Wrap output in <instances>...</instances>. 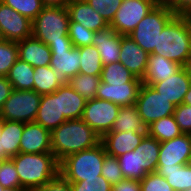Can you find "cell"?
I'll list each match as a JSON object with an SVG mask.
<instances>
[{"label": "cell", "instance_id": "b9f144b4", "mask_svg": "<svg viewBox=\"0 0 191 191\" xmlns=\"http://www.w3.org/2000/svg\"><path fill=\"white\" fill-rule=\"evenodd\" d=\"M72 191H111L112 185L102 176L81 182H70Z\"/></svg>", "mask_w": 191, "mask_h": 191}, {"label": "cell", "instance_id": "4fadbf2b", "mask_svg": "<svg viewBox=\"0 0 191 191\" xmlns=\"http://www.w3.org/2000/svg\"><path fill=\"white\" fill-rule=\"evenodd\" d=\"M191 154V135L180 136L160 143L157 167L171 168L176 164L186 165Z\"/></svg>", "mask_w": 191, "mask_h": 191}, {"label": "cell", "instance_id": "52a82bcc", "mask_svg": "<svg viewBox=\"0 0 191 191\" xmlns=\"http://www.w3.org/2000/svg\"><path fill=\"white\" fill-rule=\"evenodd\" d=\"M34 90L13 89L9 98L3 104L0 115L4 120L22 123L34 122L41 99Z\"/></svg>", "mask_w": 191, "mask_h": 191}, {"label": "cell", "instance_id": "d590c367", "mask_svg": "<svg viewBox=\"0 0 191 191\" xmlns=\"http://www.w3.org/2000/svg\"><path fill=\"white\" fill-rule=\"evenodd\" d=\"M19 58L17 42L0 41V76H7L9 70Z\"/></svg>", "mask_w": 191, "mask_h": 191}, {"label": "cell", "instance_id": "e575fe53", "mask_svg": "<svg viewBox=\"0 0 191 191\" xmlns=\"http://www.w3.org/2000/svg\"><path fill=\"white\" fill-rule=\"evenodd\" d=\"M122 174L126 179L141 181L147 174L144 169H139L138 151L133 150L117 157Z\"/></svg>", "mask_w": 191, "mask_h": 191}, {"label": "cell", "instance_id": "d6986e66", "mask_svg": "<svg viewBox=\"0 0 191 191\" xmlns=\"http://www.w3.org/2000/svg\"><path fill=\"white\" fill-rule=\"evenodd\" d=\"M92 45L96 46L103 66L119 62L121 34L116 33L110 26L95 33Z\"/></svg>", "mask_w": 191, "mask_h": 191}, {"label": "cell", "instance_id": "11a10c76", "mask_svg": "<svg viewBox=\"0 0 191 191\" xmlns=\"http://www.w3.org/2000/svg\"><path fill=\"white\" fill-rule=\"evenodd\" d=\"M187 165L191 168V154H190V156H189Z\"/></svg>", "mask_w": 191, "mask_h": 191}, {"label": "cell", "instance_id": "f35d334b", "mask_svg": "<svg viewBox=\"0 0 191 191\" xmlns=\"http://www.w3.org/2000/svg\"><path fill=\"white\" fill-rule=\"evenodd\" d=\"M108 24L118 11L122 0H85Z\"/></svg>", "mask_w": 191, "mask_h": 191}, {"label": "cell", "instance_id": "d6a6232c", "mask_svg": "<svg viewBox=\"0 0 191 191\" xmlns=\"http://www.w3.org/2000/svg\"><path fill=\"white\" fill-rule=\"evenodd\" d=\"M100 76L78 73L67 83L78 92L86 101L96 98Z\"/></svg>", "mask_w": 191, "mask_h": 191}, {"label": "cell", "instance_id": "9f6ffc18", "mask_svg": "<svg viewBox=\"0 0 191 191\" xmlns=\"http://www.w3.org/2000/svg\"><path fill=\"white\" fill-rule=\"evenodd\" d=\"M4 159H5L4 157L0 156V165L4 161Z\"/></svg>", "mask_w": 191, "mask_h": 191}, {"label": "cell", "instance_id": "2e32d148", "mask_svg": "<svg viewBox=\"0 0 191 191\" xmlns=\"http://www.w3.org/2000/svg\"><path fill=\"white\" fill-rule=\"evenodd\" d=\"M119 62L135 77L142 79L146 72L148 53L128 35H121Z\"/></svg>", "mask_w": 191, "mask_h": 191}, {"label": "cell", "instance_id": "44dd1931", "mask_svg": "<svg viewBox=\"0 0 191 191\" xmlns=\"http://www.w3.org/2000/svg\"><path fill=\"white\" fill-rule=\"evenodd\" d=\"M67 10L70 21L79 23L88 30L97 32L109 27V24L85 0H71Z\"/></svg>", "mask_w": 191, "mask_h": 191}, {"label": "cell", "instance_id": "db71d44e", "mask_svg": "<svg viewBox=\"0 0 191 191\" xmlns=\"http://www.w3.org/2000/svg\"><path fill=\"white\" fill-rule=\"evenodd\" d=\"M186 67L191 71V54H190V58H189V61L186 65Z\"/></svg>", "mask_w": 191, "mask_h": 191}, {"label": "cell", "instance_id": "6da1fadb", "mask_svg": "<svg viewBox=\"0 0 191 191\" xmlns=\"http://www.w3.org/2000/svg\"><path fill=\"white\" fill-rule=\"evenodd\" d=\"M100 143L101 137L81 118L66 120L51 131V152L59 163L71 154Z\"/></svg>", "mask_w": 191, "mask_h": 191}, {"label": "cell", "instance_id": "5bb4252c", "mask_svg": "<svg viewBox=\"0 0 191 191\" xmlns=\"http://www.w3.org/2000/svg\"><path fill=\"white\" fill-rule=\"evenodd\" d=\"M190 83L191 71L183 66L176 74L170 78L167 77L165 81L145 84L150 85L156 92L177 106L183 103Z\"/></svg>", "mask_w": 191, "mask_h": 191}, {"label": "cell", "instance_id": "277c9868", "mask_svg": "<svg viewBox=\"0 0 191 191\" xmlns=\"http://www.w3.org/2000/svg\"><path fill=\"white\" fill-rule=\"evenodd\" d=\"M107 155L104 145L71 154L59 163V173L69 182H81L101 175L104 158Z\"/></svg>", "mask_w": 191, "mask_h": 191}, {"label": "cell", "instance_id": "ac0fdd59", "mask_svg": "<svg viewBox=\"0 0 191 191\" xmlns=\"http://www.w3.org/2000/svg\"><path fill=\"white\" fill-rule=\"evenodd\" d=\"M146 134L147 132L132 130L127 132L109 131L101 137V143L108 155L118 157L135 150Z\"/></svg>", "mask_w": 191, "mask_h": 191}, {"label": "cell", "instance_id": "836d02e7", "mask_svg": "<svg viewBox=\"0 0 191 191\" xmlns=\"http://www.w3.org/2000/svg\"><path fill=\"white\" fill-rule=\"evenodd\" d=\"M78 48L81 56L80 73L101 76L103 65L96 46L89 45Z\"/></svg>", "mask_w": 191, "mask_h": 191}, {"label": "cell", "instance_id": "d4e9b609", "mask_svg": "<svg viewBox=\"0 0 191 191\" xmlns=\"http://www.w3.org/2000/svg\"><path fill=\"white\" fill-rule=\"evenodd\" d=\"M23 129L24 123L22 122L3 121V128L0 134L2 157L5 159L12 158L19 153Z\"/></svg>", "mask_w": 191, "mask_h": 191}, {"label": "cell", "instance_id": "e0dca14e", "mask_svg": "<svg viewBox=\"0 0 191 191\" xmlns=\"http://www.w3.org/2000/svg\"><path fill=\"white\" fill-rule=\"evenodd\" d=\"M141 85L142 82L110 85L100 81L96 98L111 101L120 106L135 105Z\"/></svg>", "mask_w": 191, "mask_h": 191}, {"label": "cell", "instance_id": "74e56055", "mask_svg": "<svg viewBox=\"0 0 191 191\" xmlns=\"http://www.w3.org/2000/svg\"><path fill=\"white\" fill-rule=\"evenodd\" d=\"M95 31L84 28L81 24L70 21L68 36L74 47H84L92 45Z\"/></svg>", "mask_w": 191, "mask_h": 191}, {"label": "cell", "instance_id": "7c38bea8", "mask_svg": "<svg viewBox=\"0 0 191 191\" xmlns=\"http://www.w3.org/2000/svg\"><path fill=\"white\" fill-rule=\"evenodd\" d=\"M0 33L3 39L18 43L32 36V21L0 1Z\"/></svg>", "mask_w": 191, "mask_h": 191}, {"label": "cell", "instance_id": "f546056e", "mask_svg": "<svg viewBox=\"0 0 191 191\" xmlns=\"http://www.w3.org/2000/svg\"><path fill=\"white\" fill-rule=\"evenodd\" d=\"M65 81L49 66L37 67L34 73V91L40 95L50 94L60 88Z\"/></svg>", "mask_w": 191, "mask_h": 191}, {"label": "cell", "instance_id": "9a60e30c", "mask_svg": "<svg viewBox=\"0 0 191 191\" xmlns=\"http://www.w3.org/2000/svg\"><path fill=\"white\" fill-rule=\"evenodd\" d=\"M19 153H52L51 131L35 122L24 123Z\"/></svg>", "mask_w": 191, "mask_h": 191}, {"label": "cell", "instance_id": "7402d4cb", "mask_svg": "<svg viewBox=\"0 0 191 191\" xmlns=\"http://www.w3.org/2000/svg\"><path fill=\"white\" fill-rule=\"evenodd\" d=\"M19 59L27 62L34 68L49 66L51 50L48 45L31 36L17 43Z\"/></svg>", "mask_w": 191, "mask_h": 191}, {"label": "cell", "instance_id": "c3c4849f", "mask_svg": "<svg viewBox=\"0 0 191 191\" xmlns=\"http://www.w3.org/2000/svg\"><path fill=\"white\" fill-rule=\"evenodd\" d=\"M12 90V85L8 81L7 77L0 76V111L5 101L9 98Z\"/></svg>", "mask_w": 191, "mask_h": 191}, {"label": "cell", "instance_id": "f907efd6", "mask_svg": "<svg viewBox=\"0 0 191 191\" xmlns=\"http://www.w3.org/2000/svg\"><path fill=\"white\" fill-rule=\"evenodd\" d=\"M183 103L186 104V105L191 106V83H190L188 92L184 97Z\"/></svg>", "mask_w": 191, "mask_h": 191}, {"label": "cell", "instance_id": "8fae6325", "mask_svg": "<svg viewBox=\"0 0 191 191\" xmlns=\"http://www.w3.org/2000/svg\"><path fill=\"white\" fill-rule=\"evenodd\" d=\"M120 107L111 101L94 98L86 102L81 119L102 137L111 131Z\"/></svg>", "mask_w": 191, "mask_h": 191}, {"label": "cell", "instance_id": "3957f363", "mask_svg": "<svg viewBox=\"0 0 191 191\" xmlns=\"http://www.w3.org/2000/svg\"><path fill=\"white\" fill-rule=\"evenodd\" d=\"M10 159L25 191L36 190L59 174V162L53 153H18Z\"/></svg>", "mask_w": 191, "mask_h": 191}, {"label": "cell", "instance_id": "5b68a950", "mask_svg": "<svg viewBox=\"0 0 191 191\" xmlns=\"http://www.w3.org/2000/svg\"><path fill=\"white\" fill-rule=\"evenodd\" d=\"M69 22L67 7L45 6L32 21V36L46 45L58 41H71L68 36Z\"/></svg>", "mask_w": 191, "mask_h": 191}, {"label": "cell", "instance_id": "4316f807", "mask_svg": "<svg viewBox=\"0 0 191 191\" xmlns=\"http://www.w3.org/2000/svg\"><path fill=\"white\" fill-rule=\"evenodd\" d=\"M35 68L21 59H17L6 76L12 88L16 90H34Z\"/></svg>", "mask_w": 191, "mask_h": 191}, {"label": "cell", "instance_id": "7dc6e473", "mask_svg": "<svg viewBox=\"0 0 191 191\" xmlns=\"http://www.w3.org/2000/svg\"><path fill=\"white\" fill-rule=\"evenodd\" d=\"M111 191H141V184L139 180L124 178L112 185Z\"/></svg>", "mask_w": 191, "mask_h": 191}, {"label": "cell", "instance_id": "8d00e7d4", "mask_svg": "<svg viewBox=\"0 0 191 191\" xmlns=\"http://www.w3.org/2000/svg\"><path fill=\"white\" fill-rule=\"evenodd\" d=\"M30 21H33L45 7L42 0H0Z\"/></svg>", "mask_w": 191, "mask_h": 191}, {"label": "cell", "instance_id": "ffe728a7", "mask_svg": "<svg viewBox=\"0 0 191 191\" xmlns=\"http://www.w3.org/2000/svg\"><path fill=\"white\" fill-rule=\"evenodd\" d=\"M66 120L64 115H60L59 88L53 93L42 95L34 122L52 131Z\"/></svg>", "mask_w": 191, "mask_h": 191}, {"label": "cell", "instance_id": "cb8c5ba5", "mask_svg": "<svg viewBox=\"0 0 191 191\" xmlns=\"http://www.w3.org/2000/svg\"><path fill=\"white\" fill-rule=\"evenodd\" d=\"M86 102L67 82L59 88L60 115L67 120L82 118Z\"/></svg>", "mask_w": 191, "mask_h": 191}, {"label": "cell", "instance_id": "9c48e42d", "mask_svg": "<svg viewBox=\"0 0 191 191\" xmlns=\"http://www.w3.org/2000/svg\"><path fill=\"white\" fill-rule=\"evenodd\" d=\"M159 0H122L109 26L118 34L130 35L137 24L159 3Z\"/></svg>", "mask_w": 191, "mask_h": 191}, {"label": "cell", "instance_id": "816d5d0a", "mask_svg": "<svg viewBox=\"0 0 191 191\" xmlns=\"http://www.w3.org/2000/svg\"><path fill=\"white\" fill-rule=\"evenodd\" d=\"M0 191H25V190L22 188H3Z\"/></svg>", "mask_w": 191, "mask_h": 191}, {"label": "cell", "instance_id": "603a6c76", "mask_svg": "<svg viewBox=\"0 0 191 191\" xmlns=\"http://www.w3.org/2000/svg\"><path fill=\"white\" fill-rule=\"evenodd\" d=\"M183 66L157 54L148 55V63L142 83H158L176 74Z\"/></svg>", "mask_w": 191, "mask_h": 191}, {"label": "cell", "instance_id": "484cf974", "mask_svg": "<svg viewBox=\"0 0 191 191\" xmlns=\"http://www.w3.org/2000/svg\"><path fill=\"white\" fill-rule=\"evenodd\" d=\"M135 150L138 151L139 169L147 173L156 172L160 142L147 133Z\"/></svg>", "mask_w": 191, "mask_h": 191}, {"label": "cell", "instance_id": "f6af8a7d", "mask_svg": "<svg viewBox=\"0 0 191 191\" xmlns=\"http://www.w3.org/2000/svg\"><path fill=\"white\" fill-rule=\"evenodd\" d=\"M33 191H72L71 184L60 173L45 185Z\"/></svg>", "mask_w": 191, "mask_h": 191}, {"label": "cell", "instance_id": "83f0119b", "mask_svg": "<svg viewBox=\"0 0 191 191\" xmlns=\"http://www.w3.org/2000/svg\"><path fill=\"white\" fill-rule=\"evenodd\" d=\"M129 130L147 132V126L144 124L135 105L121 106L111 129V131L119 132H127Z\"/></svg>", "mask_w": 191, "mask_h": 191}, {"label": "cell", "instance_id": "f1b7e54d", "mask_svg": "<svg viewBox=\"0 0 191 191\" xmlns=\"http://www.w3.org/2000/svg\"><path fill=\"white\" fill-rule=\"evenodd\" d=\"M156 172L164 177L175 191L191 188V168L186 164H176V167H157Z\"/></svg>", "mask_w": 191, "mask_h": 191}, {"label": "cell", "instance_id": "ba28073f", "mask_svg": "<svg viewBox=\"0 0 191 191\" xmlns=\"http://www.w3.org/2000/svg\"><path fill=\"white\" fill-rule=\"evenodd\" d=\"M135 107L148 127L163 117L173 115L176 105L156 92L150 85L142 83Z\"/></svg>", "mask_w": 191, "mask_h": 191}, {"label": "cell", "instance_id": "681fc988", "mask_svg": "<svg viewBox=\"0 0 191 191\" xmlns=\"http://www.w3.org/2000/svg\"><path fill=\"white\" fill-rule=\"evenodd\" d=\"M44 6L67 7L71 0H42Z\"/></svg>", "mask_w": 191, "mask_h": 191}, {"label": "cell", "instance_id": "f5cc1de1", "mask_svg": "<svg viewBox=\"0 0 191 191\" xmlns=\"http://www.w3.org/2000/svg\"><path fill=\"white\" fill-rule=\"evenodd\" d=\"M3 121H4V119L0 115V134H1V131L3 128ZM0 156H1V140H0Z\"/></svg>", "mask_w": 191, "mask_h": 191}, {"label": "cell", "instance_id": "7bdbcfd3", "mask_svg": "<svg viewBox=\"0 0 191 191\" xmlns=\"http://www.w3.org/2000/svg\"><path fill=\"white\" fill-rule=\"evenodd\" d=\"M141 191H175L157 172L147 173L140 181Z\"/></svg>", "mask_w": 191, "mask_h": 191}, {"label": "cell", "instance_id": "60d3db41", "mask_svg": "<svg viewBox=\"0 0 191 191\" xmlns=\"http://www.w3.org/2000/svg\"><path fill=\"white\" fill-rule=\"evenodd\" d=\"M101 175L114 185L124 179L117 157L106 155L101 169Z\"/></svg>", "mask_w": 191, "mask_h": 191}, {"label": "cell", "instance_id": "ab89813d", "mask_svg": "<svg viewBox=\"0 0 191 191\" xmlns=\"http://www.w3.org/2000/svg\"><path fill=\"white\" fill-rule=\"evenodd\" d=\"M0 185L4 188H22L16 167L10 158L4 159L0 165Z\"/></svg>", "mask_w": 191, "mask_h": 191}, {"label": "cell", "instance_id": "bcb514c9", "mask_svg": "<svg viewBox=\"0 0 191 191\" xmlns=\"http://www.w3.org/2000/svg\"><path fill=\"white\" fill-rule=\"evenodd\" d=\"M164 3L176 15H189V16H191V0H165Z\"/></svg>", "mask_w": 191, "mask_h": 191}, {"label": "cell", "instance_id": "1f68e13d", "mask_svg": "<svg viewBox=\"0 0 191 191\" xmlns=\"http://www.w3.org/2000/svg\"><path fill=\"white\" fill-rule=\"evenodd\" d=\"M100 79L106 84H125L128 82H142L135 77L121 62L110 63L103 66Z\"/></svg>", "mask_w": 191, "mask_h": 191}, {"label": "cell", "instance_id": "4dcf8cb0", "mask_svg": "<svg viewBox=\"0 0 191 191\" xmlns=\"http://www.w3.org/2000/svg\"><path fill=\"white\" fill-rule=\"evenodd\" d=\"M147 133L160 143L180 136L183 132L174 115L163 117L147 127Z\"/></svg>", "mask_w": 191, "mask_h": 191}, {"label": "cell", "instance_id": "ee69618b", "mask_svg": "<svg viewBox=\"0 0 191 191\" xmlns=\"http://www.w3.org/2000/svg\"><path fill=\"white\" fill-rule=\"evenodd\" d=\"M173 115L180 130L191 134V106L184 103L177 105Z\"/></svg>", "mask_w": 191, "mask_h": 191}, {"label": "cell", "instance_id": "8992f818", "mask_svg": "<svg viewBox=\"0 0 191 191\" xmlns=\"http://www.w3.org/2000/svg\"><path fill=\"white\" fill-rule=\"evenodd\" d=\"M175 16L176 14L164 2H159L128 36L151 54L157 48L161 31Z\"/></svg>", "mask_w": 191, "mask_h": 191}, {"label": "cell", "instance_id": "30bf717a", "mask_svg": "<svg viewBox=\"0 0 191 191\" xmlns=\"http://www.w3.org/2000/svg\"><path fill=\"white\" fill-rule=\"evenodd\" d=\"M52 52L50 66L54 73L68 82L80 73L81 56L78 47L72 41L52 42L49 45Z\"/></svg>", "mask_w": 191, "mask_h": 191}, {"label": "cell", "instance_id": "7a4b0ae2", "mask_svg": "<svg viewBox=\"0 0 191 191\" xmlns=\"http://www.w3.org/2000/svg\"><path fill=\"white\" fill-rule=\"evenodd\" d=\"M151 54L186 66L191 54V16L176 15L161 31Z\"/></svg>", "mask_w": 191, "mask_h": 191}]
</instances>
